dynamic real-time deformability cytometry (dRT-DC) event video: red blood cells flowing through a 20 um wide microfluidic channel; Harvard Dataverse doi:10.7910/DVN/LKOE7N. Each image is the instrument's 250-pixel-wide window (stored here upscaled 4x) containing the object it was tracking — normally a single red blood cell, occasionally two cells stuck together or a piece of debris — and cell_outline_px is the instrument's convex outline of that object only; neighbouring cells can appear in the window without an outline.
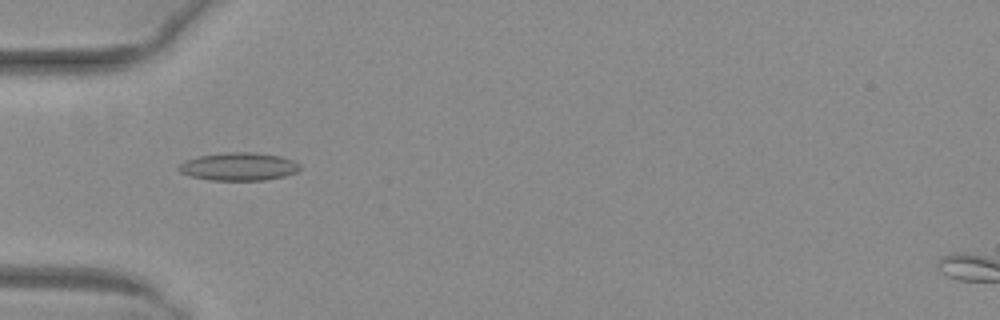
{"species": "common noctule bat (a hibernating species)", "species_latin": "Nyctalus noctula", "temperature_condition": "warm", "stored_images_in_passage": 37, "camera_frame_rate_fps": 3000, "um_per_image_px": 0.085, "animal": {"sex": "female", "body_mass_g": 29.2, "forearm_length_mm": 56.3}, "frame": {"image": 1, "passage_image": 3, "time_ms": 0.667, "image_size_px": [1000, 320], "cell_outline_px": [[300, 168], [296, 172], [284, 176], [264, 180], [212, 180], [192, 176], [180, 172], [176, 168], [184, 160], [196, 156], [224, 152], [256, 152], [280, 156], [292, 160], [300, 164]], "centroid_in_image_um": [20.27, 14.14], "position_along_channel_um": 64.7, "area_um2": 19.83}}
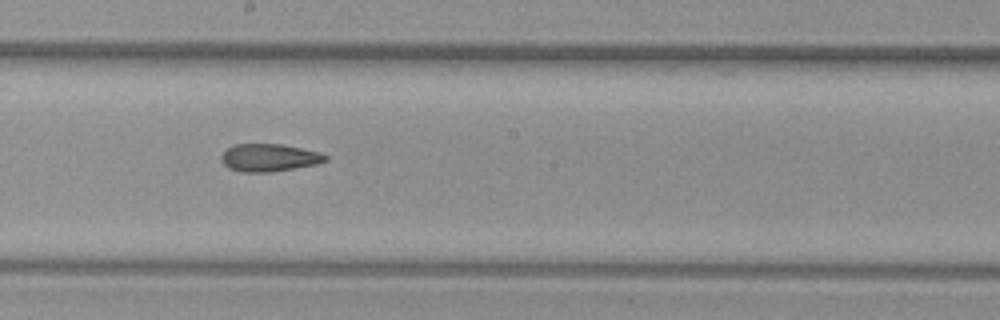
{"frame": {"image": 2, "passage_image": 15, "time_ms": 4.667, "image_size_px": [1000, 320], "cell_outline_px": [[328, 160], [316, 164], [272, 172], [240, 172], [228, 168], [220, 160], [220, 156], [228, 148], [236, 144], [284, 144], [320, 152], [328, 156]], "centroid_in_image_um": [22.88, 13.4], "position_along_channel_um": 225.3, "area_um2": 16.88}}
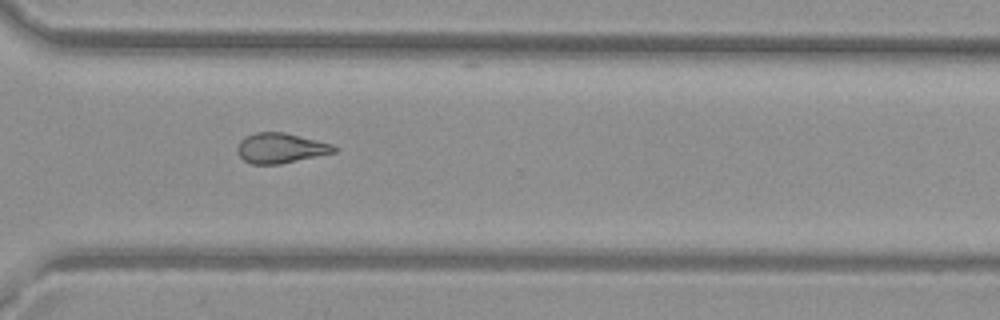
{"frame": {"image": 3, "passage_image": 24, "time_ms": 7.667, "image_size_px": [1000, 320], "cell_outline_px": [[336, 152], [280, 164], [252, 164], [244, 160], [240, 156], [236, 148], [240, 140], [244, 136], [256, 132], [284, 132], [332, 144], [336, 148]], "centroid_in_image_um": [23.82, 12.58], "position_along_channel_um": 346.8, "area_um2": 16.88}, "authors_computed_cell_mechanics": {"area_um2": 17.2822, "velocity_mm_per_s": 4.0505, "shape_relaxation_time_tau1_ms": null, "shape_relaxation_time_tau2_ms": 3.7718, "deformation_change_tau1": null, "deformation_change_tau2": 0.118}}